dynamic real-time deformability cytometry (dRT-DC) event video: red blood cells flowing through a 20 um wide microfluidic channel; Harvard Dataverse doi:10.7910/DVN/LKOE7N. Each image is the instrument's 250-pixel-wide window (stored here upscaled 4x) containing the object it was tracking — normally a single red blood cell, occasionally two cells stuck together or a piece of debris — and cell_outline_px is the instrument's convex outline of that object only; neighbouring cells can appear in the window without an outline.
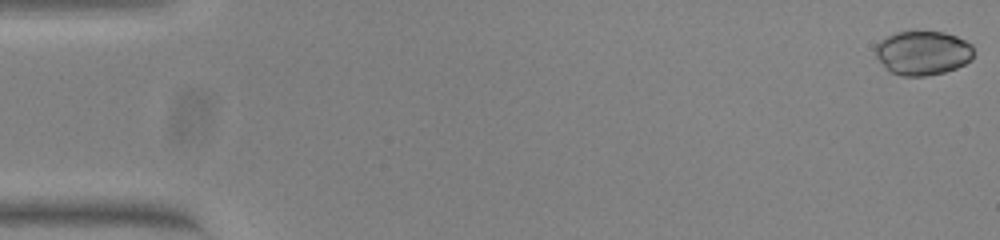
{"species": "common noctule bat (a hibernating species)", "species_latin": "Nyctalus noctula", "temperature_condition": "warm", "stored_images_in_passage": 12, "camera_frame_rate_fps": 3000, "um_per_image_px": 0.085, "animal": {"sex": "female", "body_mass_g": 23.0, "forearm_length_mm": 53.4}, "frame": {"image": 1, "passage_image": 1, "time_ms": 0.0, "image_size_px": [1000, 240], "cell_outline_px": [[972, 60], [956, 68], [944, 72], [924, 76], [900, 76], [892, 72], [876, 56], [876, 44], [880, 40], [896, 32], [944, 32], [956, 36], [972, 44]], "centroid_in_image_um": [78.46, 4.5], "position_along_channel_um": 6.5, "area_um2": 24.97}}